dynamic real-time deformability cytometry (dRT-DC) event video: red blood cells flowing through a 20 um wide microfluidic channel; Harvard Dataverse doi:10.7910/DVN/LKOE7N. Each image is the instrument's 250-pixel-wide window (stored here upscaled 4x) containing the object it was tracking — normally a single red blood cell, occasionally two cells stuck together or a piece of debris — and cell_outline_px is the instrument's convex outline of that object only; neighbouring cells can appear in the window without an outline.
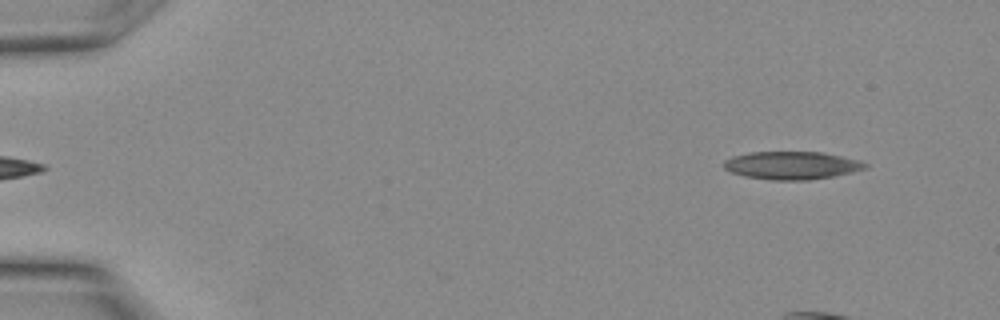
{"species": "Egyptian fruit bat (a non-hibernating species)", "species_latin": "Rousettus aegyptiacus", "temperature_condition": "warm", "stored_images_in_passage": 8, "camera_frame_rate_fps": 3000, "um_per_image_px": 0.085, "animal": {"sex": "female"}, "frame": {"image": 1, "passage_image": 3, "time_ms": 0.667, "image_size_px": [1000, 320], "cell_outline_px": [[868, 168], [832, 176], [808, 180], [772, 180], [744, 176], [732, 172], [724, 168], [724, 160], [732, 156], [752, 152], [820, 152], [860, 160], [868, 164]], "centroid_in_image_um": [67.29, 14.06], "position_along_channel_um": 17.7, "area_um2": 22.83}}